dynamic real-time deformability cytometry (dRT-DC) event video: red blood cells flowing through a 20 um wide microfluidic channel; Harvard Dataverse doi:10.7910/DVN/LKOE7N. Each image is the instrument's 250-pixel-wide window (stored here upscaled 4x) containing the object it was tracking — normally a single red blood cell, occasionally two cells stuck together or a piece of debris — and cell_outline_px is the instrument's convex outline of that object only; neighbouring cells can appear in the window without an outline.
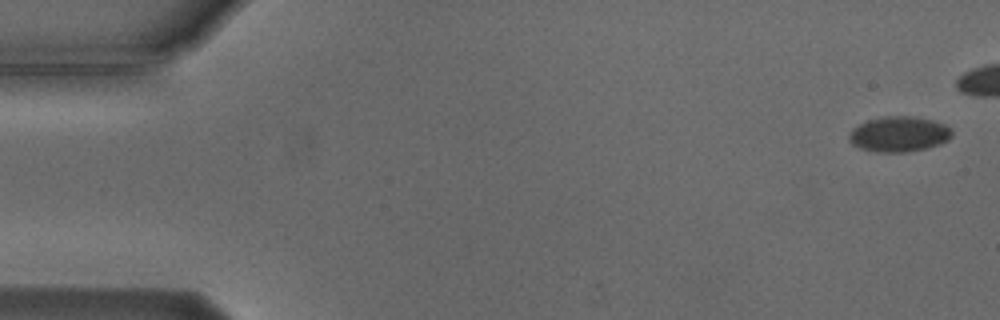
{"species": "Egyptian fruit bat (a non-hibernating species)", "species_latin": "Rousettus aegyptiacus", "temperature_condition": "cold", "stored_images_in_passage": 6, "camera_frame_rate_fps": 3000, "um_per_image_px": 0.085, "animal": {"sex": "male"}, "frame": {"image": 1, "passage_image": 1, "time_ms": 0.0, "image_size_px": [1000, 320], "cell_outline_px": [[952, 136], [948, 140], [940, 144], [924, 148], [904, 152], [876, 152], [860, 148], [852, 144], [848, 140], [848, 136], [852, 128], [868, 120], [884, 116], [912, 116], [932, 120], [944, 124], [952, 132]], "centroid_in_image_um": [76.38, 11.4], "position_along_channel_um": 8.6, "area_um2": 21.1}}